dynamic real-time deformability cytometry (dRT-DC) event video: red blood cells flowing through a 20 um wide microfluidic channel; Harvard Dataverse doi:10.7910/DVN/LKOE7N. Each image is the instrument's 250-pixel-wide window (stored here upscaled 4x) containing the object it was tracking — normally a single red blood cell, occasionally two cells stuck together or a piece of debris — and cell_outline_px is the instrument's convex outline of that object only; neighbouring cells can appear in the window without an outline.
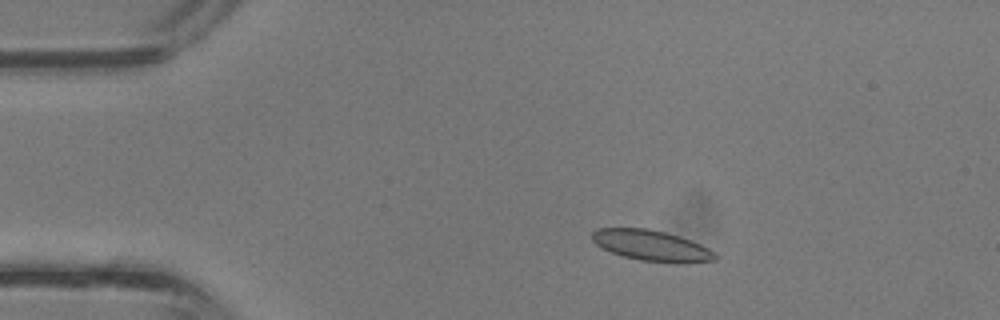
{"species": "common noctule bat (a hibernating species)", "species_latin": "Nyctalus noctula", "temperature_condition": "room temperature", "stored_images_in_passage": 32, "camera_frame_rate_fps": 3000, "um_per_image_px": 0.085, "animal": {"sex": "male", "body_mass_g": 13.3}, "frame": {"image": 1, "passage_image": 1, "time_ms": 0.0, "image_size_px": [1000, 320], "cell_outline_px": [[720, 256], [716, 260], [684, 264], [676, 264], [640, 260], [624, 256], [612, 252], [596, 244], [592, 240], [592, 232], [596, 228], [648, 228], [680, 236], [700, 244], [716, 252]], "centroid_in_image_um": [55.45, 20.89], "position_along_channel_um": 29.6, "area_um2": 22.31}}
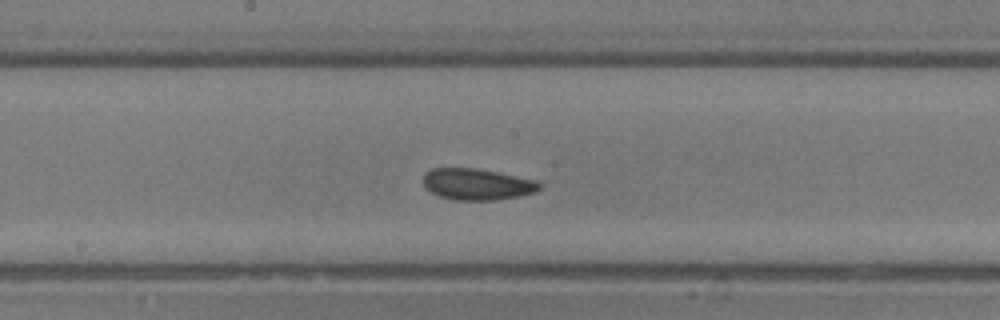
{"frame": {"image": 2, "passage_image": 14, "time_ms": 4.333, "image_size_px": [1000, 320], "cell_outline_px": [[544, 184], [536, 192], [520, 196], [496, 200], [456, 200], [440, 196], [424, 188], [424, 172], [432, 168], [476, 168], [536, 180]], "centroid_in_image_um": [40.57, 15.66], "position_along_channel_um": 207.6, "area_um2": 21.33}}
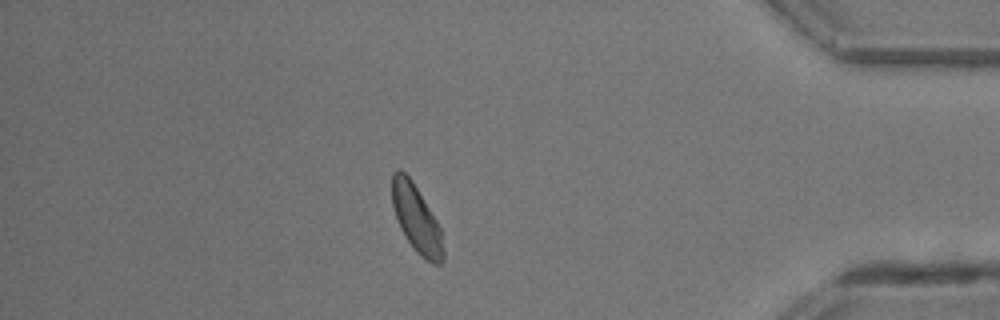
{"frame": {"image": 3, "passage_image": 27, "time_ms": 8.667, "image_size_px": [1000, 320], "cell_outline_px": [[444, 260], [440, 264], [432, 264], [424, 260], [416, 252], [400, 228], [392, 204], [392, 172], [396, 168], [400, 168], [412, 180], [436, 220], [440, 228], [444, 252]], "centroid_in_image_um": [35.39, 18.6], "position_along_channel_um": 399.8, "area_um2": 20.06}}